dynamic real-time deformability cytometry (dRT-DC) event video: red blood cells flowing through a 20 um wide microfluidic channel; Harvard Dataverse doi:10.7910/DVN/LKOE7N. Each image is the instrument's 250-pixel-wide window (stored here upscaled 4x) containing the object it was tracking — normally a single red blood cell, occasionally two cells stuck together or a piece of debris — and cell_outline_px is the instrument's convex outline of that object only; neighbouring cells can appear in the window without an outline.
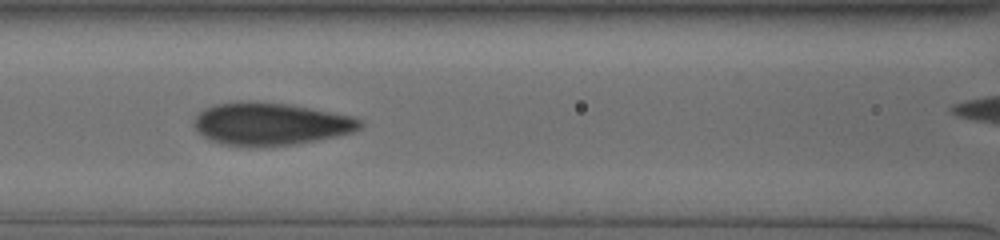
{"species": "human", "species_latin": "Homo sapiens", "temperature_condition": "cold", "stored_images_in_passage": 22, "segment_of_instrument_passage": [1, 2], "camera_frame_rate_fps": 3000, "um_per_image_px": 0.085, "donor": {"sex": "male"}, "frame": {"image": 1, "passage_image": 10, "time_ms": 8.0, "image_size_px": [1000, 240], "cell_outline_px": [[364, 124], [360, 128], [352, 132], [336, 136], [316, 140], [292, 144], [256, 148], [248, 148], [220, 144], [196, 132], [192, 124], [192, 120], [204, 108], [212, 104], [240, 100], [288, 104], [352, 116], [360, 120]], "centroid_in_image_um": [22.9, 10.54], "position_along_channel_um": 143.7, "area_um2": 41.67}}
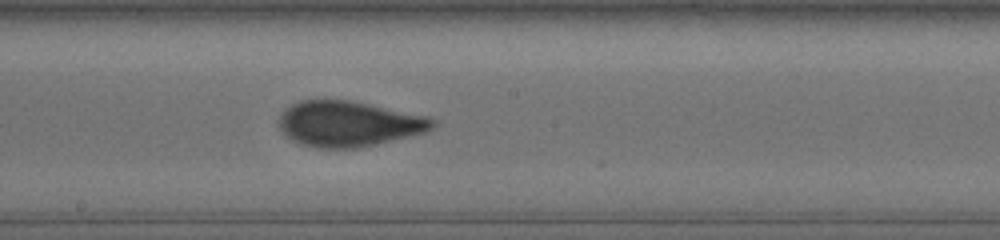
{"frame": {"image": 2, "passage_image": 13, "time_ms": 10.0, "image_size_px": [1000, 240], "cell_outline_px": [[436, 124], [432, 128], [424, 132], [360, 148], [316, 148], [300, 144], [292, 140], [280, 128], [280, 116], [292, 104], [300, 100], [348, 100], [428, 116], [436, 120]], "centroid_in_image_um": [29.65, 10.53], "position_along_channel_um": 218.6, "area_um2": 40.29}}
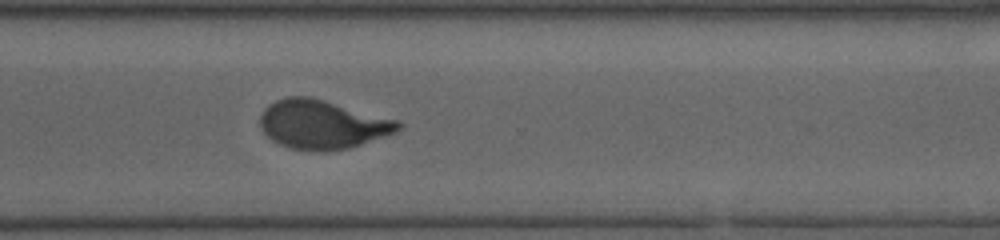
{"frame": {"image": 3, "passage_image": 21, "time_ms": 13.333, "image_size_px": [1000, 240], "cell_outline_px": [[404, 124], [396, 132], [348, 148], [324, 152], [320, 152], [292, 148], [280, 144], [272, 140], [264, 132], [260, 124], [260, 116], [264, 108], [268, 104], [276, 100], [288, 96], [308, 96], [324, 100], [400, 120]], "centroid_in_image_um": [27.4, 10.57], "position_along_channel_um": 343.2, "area_um2": 39.3}}